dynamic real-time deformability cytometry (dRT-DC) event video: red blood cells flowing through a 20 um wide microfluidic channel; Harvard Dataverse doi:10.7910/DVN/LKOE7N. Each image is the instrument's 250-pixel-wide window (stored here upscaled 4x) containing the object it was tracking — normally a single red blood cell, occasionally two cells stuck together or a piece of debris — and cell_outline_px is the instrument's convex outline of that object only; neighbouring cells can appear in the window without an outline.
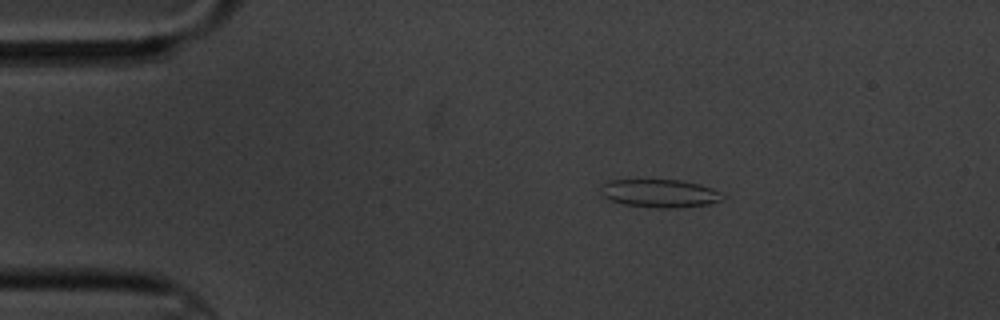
{"species": "common noctule bat (a hibernating species)", "species_latin": "Nyctalus noctula", "temperature_condition": "cold", "stored_images_in_passage": 4, "camera_frame_rate_fps": 3000, "um_per_image_px": 0.085, "animal": {"sex": "male", "body_mass_g": 20.1, "forearm_length_mm": 53.5}, "frame": {"image": 1, "passage_image": 3, "time_ms": 2.333, "image_size_px": [1000, 320], "cell_outline_px": [[724, 200], [708, 204], [676, 208], [656, 208], [624, 204], [612, 200], [604, 196], [600, 192], [600, 188], [608, 180], [680, 180], [700, 184], [724, 192]], "centroid_in_image_um": [56.14, 16.43], "position_along_channel_um": 28.9, "area_um2": 20.06}}